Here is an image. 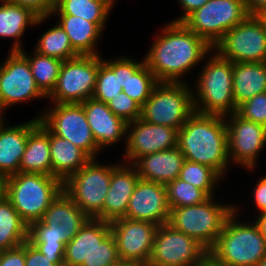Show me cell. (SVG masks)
<instances>
[{
    "label": "cell",
    "mask_w": 266,
    "mask_h": 266,
    "mask_svg": "<svg viewBox=\"0 0 266 266\" xmlns=\"http://www.w3.org/2000/svg\"><path fill=\"white\" fill-rule=\"evenodd\" d=\"M155 39L144 61L158 82H180L181 76L213 48L182 22H171Z\"/></svg>",
    "instance_id": "1"
},
{
    "label": "cell",
    "mask_w": 266,
    "mask_h": 266,
    "mask_svg": "<svg viewBox=\"0 0 266 266\" xmlns=\"http://www.w3.org/2000/svg\"><path fill=\"white\" fill-rule=\"evenodd\" d=\"M89 217L62 190L41 220L28 226V241L54 264H64L65 246Z\"/></svg>",
    "instance_id": "2"
},
{
    "label": "cell",
    "mask_w": 266,
    "mask_h": 266,
    "mask_svg": "<svg viewBox=\"0 0 266 266\" xmlns=\"http://www.w3.org/2000/svg\"><path fill=\"white\" fill-rule=\"evenodd\" d=\"M224 116L194 112L178 130L177 147L186 160L207 165L221 177L229 163Z\"/></svg>",
    "instance_id": "3"
},
{
    "label": "cell",
    "mask_w": 266,
    "mask_h": 266,
    "mask_svg": "<svg viewBox=\"0 0 266 266\" xmlns=\"http://www.w3.org/2000/svg\"><path fill=\"white\" fill-rule=\"evenodd\" d=\"M236 211L235 208L208 251L211 266H256L266 256V240L258 225L236 222Z\"/></svg>",
    "instance_id": "4"
},
{
    "label": "cell",
    "mask_w": 266,
    "mask_h": 266,
    "mask_svg": "<svg viewBox=\"0 0 266 266\" xmlns=\"http://www.w3.org/2000/svg\"><path fill=\"white\" fill-rule=\"evenodd\" d=\"M5 197L29 226L42 219L51 202L63 190V183L45 174L17 173L4 178Z\"/></svg>",
    "instance_id": "5"
},
{
    "label": "cell",
    "mask_w": 266,
    "mask_h": 266,
    "mask_svg": "<svg viewBox=\"0 0 266 266\" xmlns=\"http://www.w3.org/2000/svg\"><path fill=\"white\" fill-rule=\"evenodd\" d=\"M109 222L89 218L65 246V266H114L120 262Z\"/></svg>",
    "instance_id": "6"
},
{
    "label": "cell",
    "mask_w": 266,
    "mask_h": 266,
    "mask_svg": "<svg viewBox=\"0 0 266 266\" xmlns=\"http://www.w3.org/2000/svg\"><path fill=\"white\" fill-rule=\"evenodd\" d=\"M211 196L203 203L170 208L168 224L195 239L207 251L215 244L228 217L235 211L230 205H217Z\"/></svg>",
    "instance_id": "7"
},
{
    "label": "cell",
    "mask_w": 266,
    "mask_h": 266,
    "mask_svg": "<svg viewBox=\"0 0 266 266\" xmlns=\"http://www.w3.org/2000/svg\"><path fill=\"white\" fill-rule=\"evenodd\" d=\"M210 59L196 84L197 95L199 94L197 97L202 104L194 95L195 112L220 116L236 113L233 97V63L218 54Z\"/></svg>",
    "instance_id": "8"
},
{
    "label": "cell",
    "mask_w": 266,
    "mask_h": 266,
    "mask_svg": "<svg viewBox=\"0 0 266 266\" xmlns=\"http://www.w3.org/2000/svg\"><path fill=\"white\" fill-rule=\"evenodd\" d=\"M183 82H158L142 107L141 118L179 130L195 112L193 94Z\"/></svg>",
    "instance_id": "9"
},
{
    "label": "cell",
    "mask_w": 266,
    "mask_h": 266,
    "mask_svg": "<svg viewBox=\"0 0 266 266\" xmlns=\"http://www.w3.org/2000/svg\"><path fill=\"white\" fill-rule=\"evenodd\" d=\"M116 167L99 165L90 159L63 183V191L89 218L103 220V203Z\"/></svg>",
    "instance_id": "10"
},
{
    "label": "cell",
    "mask_w": 266,
    "mask_h": 266,
    "mask_svg": "<svg viewBox=\"0 0 266 266\" xmlns=\"http://www.w3.org/2000/svg\"><path fill=\"white\" fill-rule=\"evenodd\" d=\"M248 16L244 0H209L182 23L213 48L227 31Z\"/></svg>",
    "instance_id": "11"
},
{
    "label": "cell",
    "mask_w": 266,
    "mask_h": 266,
    "mask_svg": "<svg viewBox=\"0 0 266 266\" xmlns=\"http://www.w3.org/2000/svg\"><path fill=\"white\" fill-rule=\"evenodd\" d=\"M208 251L168 223L158 226L147 266H207Z\"/></svg>",
    "instance_id": "12"
},
{
    "label": "cell",
    "mask_w": 266,
    "mask_h": 266,
    "mask_svg": "<svg viewBox=\"0 0 266 266\" xmlns=\"http://www.w3.org/2000/svg\"><path fill=\"white\" fill-rule=\"evenodd\" d=\"M232 63L266 62V27L259 16H248L214 45Z\"/></svg>",
    "instance_id": "13"
},
{
    "label": "cell",
    "mask_w": 266,
    "mask_h": 266,
    "mask_svg": "<svg viewBox=\"0 0 266 266\" xmlns=\"http://www.w3.org/2000/svg\"><path fill=\"white\" fill-rule=\"evenodd\" d=\"M99 67V55H79L65 60L52 92L55 103H82L92 98Z\"/></svg>",
    "instance_id": "14"
},
{
    "label": "cell",
    "mask_w": 266,
    "mask_h": 266,
    "mask_svg": "<svg viewBox=\"0 0 266 266\" xmlns=\"http://www.w3.org/2000/svg\"><path fill=\"white\" fill-rule=\"evenodd\" d=\"M52 109L39 117L40 122L52 134L67 139L94 159L100 148L93 138L83 105L81 103H55Z\"/></svg>",
    "instance_id": "15"
},
{
    "label": "cell",
    "mask_w": 266,
    "mask_h": 266,
    "mask_svg": "<svg viewBox=\"0 0 266 266\" xmlns=\"http://www.w3.org/2000/svg\"><path fill=\"white\" fill-rule=\"evenodd\" d=\"M10 52L0 66V113L14 103L46 97L35 83L27 58L20 51Z\"/></svg>",
    "instance_id": "16"
},
{
    "label": "cell",
    "mask_w": 266,
    "mask_h": 266,
    "mask_svg": "<svg viewBox=\"0 0 266 266\" xmlns=\"http://www.w3.org/2000/svg\"><path fill=\"white\" fill-rule=\"evenodd\" d=\"M110 226L120 260L147 266L158 226L128 218L117 219Z\"/></svg>",
    "instance_id": "17"
},
{
    "label": "cell",
    "mask_w": 266,
    "mask_h": 266,
    "mask_svg": "<svg viewBox=\"0 0 266 266\" xmlns=\"http://www.w3.org/2000/svg\"><path fill=\"white\" fill-rule=\"evenodd\" d=\"M226 123L228 157L246 168H254L261 149L266 144V127L247 121L237 113Z\"/></svg>",
    "instance_id": "18"
},
{
    "label": "cell",
    "mask_w": 266,
    "mask_h": 266,
    "mask_svg": "<svg viewBox=\"0 0 266 266\" xmlns=\"http://www.w3.org/2000/svg\"><path fill=\"white\" fill-rule=\"evenodd\" d=\"M126 131L129 134L125 156L131 165L142 156L177 147L178 130L172 127L151 124L139 118L127 123Z\"/></svg>",
    "instance_id": "19"
},
{
    "label": "cell",
    "mask_w": 266,
    "mask_h": 266,
    "mask_svg": "<svg viewBox=\"0 0 266 266\" xmlns=\"http://www.w3.org/2000/svg\"><path fill=\"white\" fill-rule=\"evenodd\" d=\"M166 186L139 179L131 195L124 218L167 224L170 216Z\"/></svg>",
    "instance_id": "20"
},
{
    "label": "cell",
    "mask_w": 266,
    "mask_h": 266,
    "mask_svg": "<svg viewBox=\"0 0 266 266\" xmlns=\"http://www.w3.org/2000/svg\"><path fill=\"white\" fill-rule=\"evenodd\" d=\"M94 140L99 148L118 142L127 134V123L116 116L107 103L89 98L81 103Z\"/></svg>",
    "instance_id": "21"
},
{
    "label": "cell",
    "mask_w": 266,
    "mask_h": 266,
    "mask_svg": "<svg viewBox=\"0 0 266 266\" xmlns=\"http://www.w3.org/2000/svg\"><path fill=\"white\" fill-rule=\"evenodd\" d=\"M140 177L136 168L118 165L111 173L110 185L103 203V221L113 222L124 218L129 199Z\"/></svg>",
    "instance_id": "22"
},
{
    "label": "cell",
    "mask_w": 266,
    "mask_h": 266,
    "mask_svg": "<svg viewBox=\"0 0 266 266\" xmlns=\"http://www.w3.org/2000/svg\"><path fill=\"white\" fill-rule=\"evenodd\" d=\"M185 157L178 147L140 157L131 167L142 180L166 185L179 178Z\"/></svg>",
    "instance_id": "23"
},
{
    "label": "cell",
    "mask_w": 266,
    "mask_h": 266,
    "mask_svg": "<svg viewBox=\"0 0 266 266\" xmlns=\"http://www.w3.org/2000/svg\"><path fill=\"white\" fill-rule=\"evenodd\" d=\"M39 121L37 117L25 124L6 128L2 118L0 119V177L6 178L19 173L28 134Z\"/></svg>",
    "instance_id": "24"
},
{
    "label": "cell",
    "mask_w": 266,
    "mask_h": 266,
    "mask_svg": "<svg viewBox=\"0 0 266 266\" xmlns=\"http://www.w3.org/2000/svg\"><path fill=\"white\" fill-rule=\"evenodd\" d=\"M19 172L52 176L50 131L40 121L28 134Z\"/></svg>",
    "instance_id": "25"
},
{
    "label": "cell",
    "mask_w": 266,
    "mask_h": 266,
    "mask_svg": "<svg viewBox=\"0 0 266 266\" xmlns=\"http://www.w3.org/2000/svg\"><path fill=\"white\" fill-rule=\"evenodd\" d=\"M266 92V62L233 63V97L236 109Z\"/></svg>",
    "instance_id": "26"
},
{
    "label": "cell",
    "mask_w": 266,
    "mask_h": 266,
    "mask_svg": "<svg viewBox=\"0 0 266 266\" xmlns=\"http://www.w3.org/2000/svg\"><path fill=\"white\" fill-rule=\"evenodd\" d=\"M52 176L64 183L78 172L91 158L67 139L50 132Z\"/></svg>",
    "instance_id": "27"
},
{
    "label": "cell",
    "mask_w": 266,
    "mask_h": 266,
    "mask_svg": "<svg viewBox=\"0 0 266 266\" xmlns=\"http://www.w3.org/2000/svg\"><path fill=\"white\" fill-rule=\"evenodd\" d=\"M58 24L68 35L73 49L79 55H98L95 44L105 23H93L73 15H60Z\"/></svg>",
    "instance_id": "28"
},
{
    "label": "cell",
    "mask_w": 266,
    "mask_h": 266,
    "mask_svg": "<svg viewBox=\"0 0 266 266\" xmlns=\"http://www.w3.org/2000/svg\"><path fill=\"white\" fill-rule=\"evenodd\" d=\"M0 5V37L16 38L11 51L22 50L19 37L24 33L28 25H37L46 17H38L30 9L1 0Z\"/></svg>",
    "instance_id": "29"
},
{
    "label": "cell",
    "mask_w": 266,
    "mask_h": 266,
    "mask_svg": "<svg viewBox=\"0 0 266 266\" xmlns=\"http://www.w3.org/2000/svg\"><path fill=\"white\" fill-rule=\"evenodd\" d=\"M27 240L28 225L4 196L0 200V250L15 248Z\"/></svg>",
    "instance_id": "30"
},
{
    "label": "cell",
    "mask_w": 266,
    "mask_h": 266,
    "mask_svg": "<svg viewBox=\"0 0 266 266\" xmlns=\"http://www.w3.org/2000/svg\"><path fill=\"white\" fill-rule=\"evenodd\" d=\"M112 5L110 0H56L52 13L57 12L58 16L73 15L93 23H105Z\"/></svg>",
    "instance_id": "31"
},
{
    "label": "cell",
    "mask_w": 266,
    "mask_h": 266,
    "mask_svg": "<svg viewBox=\"0 0 266 266\" xmlns=\"http://www.w3.org/2000/svg\"><path fill=\"white\" fill-rule=\"evenodd\" d=\"M157 83L145 61L139 63L128 59V81L122 91L131 99L143 107Z\"/></svg>",
    "instance_id": "32"
},
{
    "label": "cell",
    "mask_w": 266,
    "mask_h": 266,
    "mask_svg": "<svg viewBox=\"0 0 266 266\" xmlns=\"http://www.w3.org/2000/svg\"><path fill=\"white\" fill-rule=\"evenodd\" d=\"M20 52L30 64V70L37 87L47 97L56 85L63 61L55 57L39 54L36 51L33 57H29L23 50H20Z\"/></svg>",
    "instance_id": "33"
},
{
    "label": "cell",
    "mask_w": 266,
    "mask_h": 266,
    "mask_svg": "<svg viewBox=\"0 0 266 266\" xmlns=\"http://www.w3.org/2000/svg\"><path fill=\"white\" fill-rule=\"evenodd\" d=\"M35 51L62 61L79 56L73 49L68 35L58 23L41 36L35 47Z\"/></svg>",
    "instance_id": "34"
},
{
    "label": "cell",
    "mask_w": 266,
    "mask_h": 266,
    "mask_svg": "<svg viewBox=\"0 0 266 266\" xmlns=\"http://www.w3.org/2000/svg\"><path fill=\"white\" fill-rule=\"evenodd\" d=\"M122 92L119 81V59L110 62L99 57L97 80L92 98L107 103Z\"/></svg>",
    "instance_id": "35"
},
{
    "label": "cell",
    "mask_w": 266,
    "mask_h": 266,
    "mask_svg": "<svg viewBox=\"0 0 266 266\" xmlns=\"http://www.w3.org/2000/svg\"><path fill=\"white\" fill-rule=\"evenodd\" d=\"M165 186L170 208L197 205L209 198L203 190L179 178L167 183Z\"/></svg>",
    "instance_id": "36"
},
{
    "label": "cell",
    "mask_w": 266,
    "mask_h": 266,
    "mask_svg": "<svg viewBox=\"0 0 266 266\" xmlns=\"http://www.w3.org/2000/svg\"><path fill=\"white\" fill-rule=\"evenodd\" d=\"M220 177L213 168L186 159L179 175V179L203 190L209 197L213 196V186Z\"/></svg>",
    "instance_id": "37"
},
{
    "label": "cell",
    "mask_w": 266,
    "mask_h": 266,
    "mask_svg": "<svg viewBox=\"0 0 266 266\" xmlns=\"http://www.w3.org/2000/svg\"><path fill=\"white\" fill-rule=\"evenodd\" d=\"M108 108L126 123L141 118L142 107L123 91L107 102Z\"/></svg>",
    "instance_id": "38"
},
{
    "label": "cell",
    "mask_w": 266,
    "mask_h": 266,
    "mask_svg": "<svg viewBox=\"0 0 266 266\" xmlns=\"http://www.w3.org/2000/svg\"><path fill=\"white\" fill-rule=\"evenodd\" d=\"M236 113L247 121L266 127V92L258 94L241 104Z\"/></svg>",
    "instance_id": "39"
},
{
    "label": "cell",
    "mask_w": 266,
    "mask_h": 266,
    "mask_svg": "<svg viewBox=\"0 0 266 266\" xmlns=\"http://www.w3.org/2000/svg\"><path fill=\"white\" fill-rule=\"evenodd\" d=\"M10 3L30 9L38 17H48L55 8L56 0H8Z\"/></svg>",
    "instance_id": "40"
},
{
    "label": "cell",
    "mask_w": 266,
    "mask_h": 266,
    "mask_svg": "<svg viewBox=\"0 0 266 266\" xmlns=\"http://www.w3.org/2000/svg\"><path fill=\"white\" fill-rule=\"evenodd\" d=\"M25 266H65V264H54L53 258L45 257L27 240L25 241Z\"/></svg>",
    "instance_id": "41"
},
{
    "label": "cell",
    "mask_w": 266,
    "mask_h": 266,
    "mask_svg": "<svg viewBox=\"0 0 266 266\" xmlns=\"http://www.w3.org/2000/svg\"><path fill=\"white\" fill-rule=\"evenodd\" d=\"M0 266H25V242L15 248L2 250Z\"/></svg>",
    "instance_id": "42"
},
{
    "label": "cell",
    "mask_w": 266,
    "mask_h": 266,
    "mask_svg": "<svg viewBox=\"0 0 266 266\" xmlns=\"http://www.w3.org/2000/svg\"><path fill=\"white\" fill-rule=\"evenodd\" d=\"M254 198L260 213L266 211V176L258 182L254 191Z\"/></svg>",
    "instance_id": "43"
},
{
    "label": "cell",
    "mask_w": 266,
    "mask_h": 266,
    "mask_svg": "<svg viewBox=\"0 0 266 266\" xmlns=\"http://www.w3.org/2000/svg\"><path fill=\"white\" fill-rule=\"evenodd\" d=\"M182 5L185 14L173 22H182L189 14H191L194 10L202 7L209 0H178Z\"/></svg>",
    "instance_id": "44"
},
{
    "label": "cell",
    "mask_w": 266,
    "mask_h": 266,
    "mask_svg": "<svg viewBox=\"0 0 266 266\" xmlns=\"http://www.w3.org/2000/svg\"><path fill=\"white\" fill-rule=\"evenodd\" d=\"M249 16H259L266 11V0H244Z\"/></svg>",
    "instance_id": "45"
},
{
    "label": "cell",
    "mask_w": 266,
    "mask_h": 266,
    "mask_svg": "<svg viewBox=\"0 0 266 266\" xmlns=\"http://www.w3.org/2000/svg\"><path fill=\"white\" fill-rule=\"evenodd\" d=\"M119 81L120 85L126 86L128 81V58H119Z\"/></svg>",
    "instance_id": "46"
},
{
    "label": "cell",
    "mask_w": 266,
    "mask_h": 266,
    "mask_svg": "<svg viewBox=\"0 0 266 266\" xmlns=\"http://www.w3.org/2000/svg\"><path fill=\"white\" fill-rule=\"evenodd\" d=\"M255 223L258 225L262 236L266 240V211H264V212L260 213V215H258Z\"/></svg>",
    "instance_id": "47"
},
{
    "label": "cell",
    "mask_w": 266,
    "mask_h": 266,
    "mask_svg": "<svg viewBox=\"0 0 266 266\" xmlns=\"http://www.w3.org/2000/svg\"><path fill=\"white\" fill-rule=\"evenodd\" d=\"M114 266H144V265L137 262L120 261L118 264H115Z\"/></svg>",
    "instance_id": "48"
},
{
    "label": "cell",
    "mask_w": 266,
    "mask_h": 266,
    "mask_svg": "<svg viewBox=\"0 0 266 266\" xmlns=\"http://www.w3.org/2000/svg\"><path fill=\"white\" fill-rule=\"evenodd\" d=\"M5 196V181L0 177V200Z\"/></svg>",
    "instance_id": "49"
},
{
    "label": "cell",
    "mask_w": 266,
    "mask_h": 266,
    "mask_svg": "<svg viewBox=\"0 0 266 266\" xmlns=\"http://www.w3.org/2000/svg\"><path fill=\"white\" fill-rule=\"evenodd\" d=\"M259 18L263 21V23L265 24V27H266V11L262 12L259 15Z\"/></svg>",
    "instance_id": "50"
},
{
    "label": "cell",
    "mask_w": 266,
    "mask_h": 266,
    "mask_svg": "<svg viewBox=\"0 0 266 266\" xmlns=\"http://www.w3.org/2000/svg\"><path fill=\"white\" fill-rule=\"evenodd\" d=\"M256 266H266V256Z\"/></svg>",
    "instance_id": "51"
}]
</instances>
